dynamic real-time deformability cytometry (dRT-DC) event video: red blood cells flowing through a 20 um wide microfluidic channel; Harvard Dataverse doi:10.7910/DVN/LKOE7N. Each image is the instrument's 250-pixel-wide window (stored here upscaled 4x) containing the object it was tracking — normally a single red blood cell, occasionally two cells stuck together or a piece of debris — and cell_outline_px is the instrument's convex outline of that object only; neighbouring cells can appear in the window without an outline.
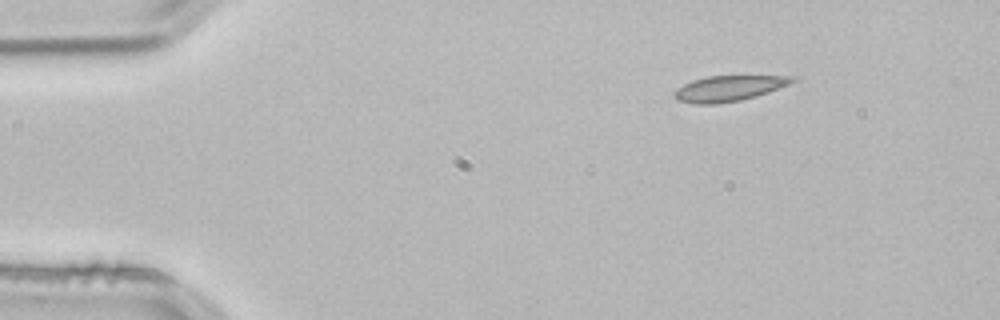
{"species": "common noctule bat (a hibernating species)", "species_latin": "Nyctalus noctula", "temperature_condition": "room temperature", "stored_images_in_passage": 47, "camera_frame_rate_fps": 3000, "um_per_image_px": 0.085, "animal": {"sex": "male", "body_mass_g": 21.5, "forearm_length_mm": 52.0}, "frame": {"image": 1, "passage_image": 1, "time_ms": 0.0, "image_size_px": [1000, 320], "cell_outline_px": [[796, 80], [792, 84], [756, 96], [740, 100], [716, 104], [692, 104], [676, 100], [672, 96], [684, 84], [692, 80], [708, 76], [796, 76]], "centroid_in_image_um": [61.97, 7.52], "position_along_channel_um": 23.0, "area_um2": 17.57}}
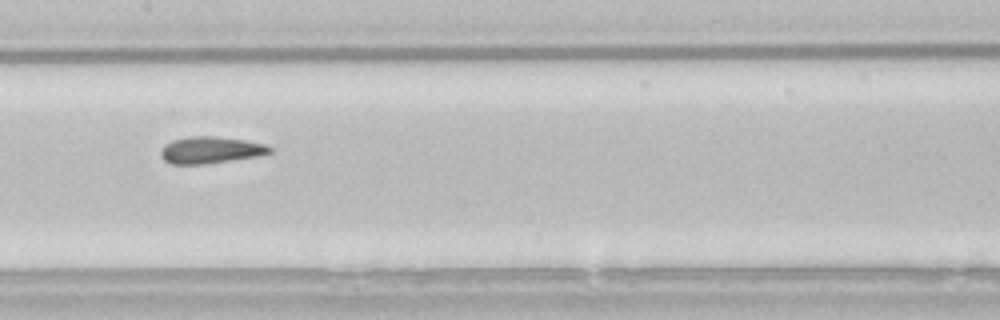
{"frame": {"image": 2, "passage_image": 20, "time_ms": 6.333, "image_size_px": [1000, 320], "cell_outline_px": [[272, 152], [260, 156], [204, 164], [172, 164], [164, 160], [160, 156], [160, 152], [164, 144], [172, 140], [192, 136], [216, 136], [244, 140], [264, 144], [272, 148]], "centroid_in_image_um": [17.89, 12.75], "position_along_channel_um": 189.5, "area_um2": 17.05}}
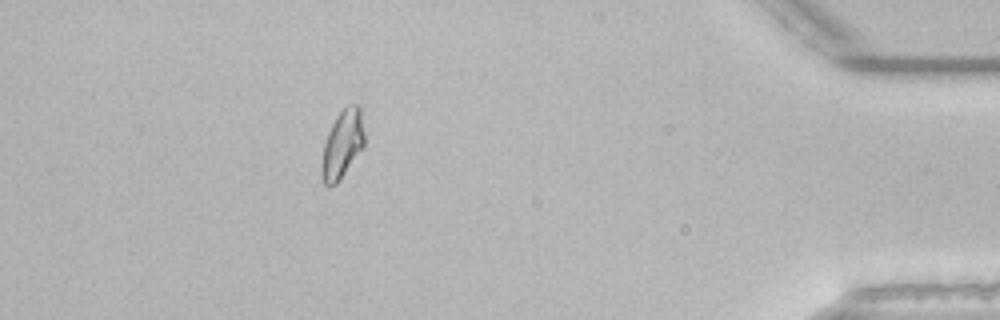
{"frame": {"image": 3, "passage_image": 41, "time_ms": 13.333, "image_size_px": [1000, 320], "cell_outline_px": [[364, 148], [336, 184], [328, 188], [324, 184], [320, 172], [320, 168], [324, 144], [328, 132], [336, 116], [348, 104], [360, 104], [364, 132]], "centroid_in_image_um": [29.1, 12.27], "position_along_channel_um": 406.1, "area_um2": 17.22}, "authors_computed_cell_mechanics": {"area_um2": 17.051, "velocity_mm_per_s": 3.8365, "shape_relaxation_time_tau1_ms": 9.4626, "shape_relaxation_time_tau2_ms": 2.5306, "deformation_change_tau1": 0.1629, "deformation_change_tau2": 0.0766}}